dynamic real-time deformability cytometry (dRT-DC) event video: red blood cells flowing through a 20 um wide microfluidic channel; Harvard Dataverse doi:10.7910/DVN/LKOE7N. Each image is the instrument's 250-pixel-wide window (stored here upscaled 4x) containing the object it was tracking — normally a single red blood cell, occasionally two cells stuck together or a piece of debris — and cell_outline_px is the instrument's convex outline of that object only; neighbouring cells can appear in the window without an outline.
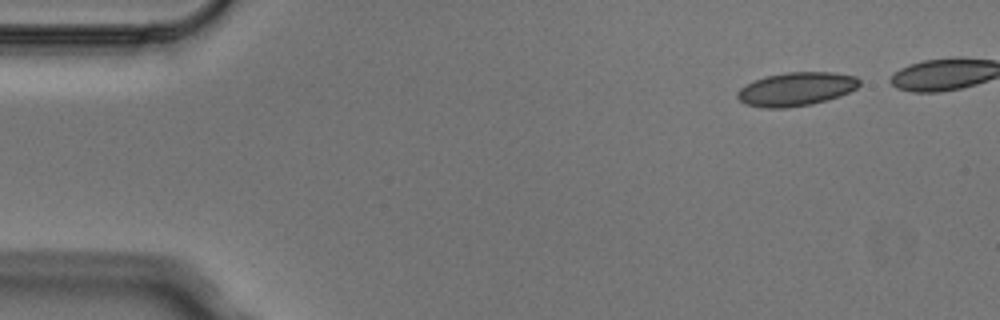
{"species": "Egyptian fruit bat (a non-hibernating species)", "species_latin": "Rousettus aegyptiacus", "temperature_condition": "cold", "stored_images_in_passage": 5, "camera_frame_rate_fps": 3000, "um_per_image_px": 0.085, "animal": {"sex": "male"}, "frame": {"image": 1, "passage_image": 1, "time_ms": 0.0, "image_size_px": [1000, 320], "cell_outline_px": [[860, 84], [856, 88], [840, 96], [828, 100], [812, 104], [784, 108], [760, 108], [744, 104], [736, 96], [736, 92], [740, 88], [756, 80], [768, 76], [788, 72], [832, 72], [856, 76], [860, 80]], "centroid_in_image_um": [67.68, 7.58], "position_along_channel_um": 17.3, "area_um2": 23.87}}